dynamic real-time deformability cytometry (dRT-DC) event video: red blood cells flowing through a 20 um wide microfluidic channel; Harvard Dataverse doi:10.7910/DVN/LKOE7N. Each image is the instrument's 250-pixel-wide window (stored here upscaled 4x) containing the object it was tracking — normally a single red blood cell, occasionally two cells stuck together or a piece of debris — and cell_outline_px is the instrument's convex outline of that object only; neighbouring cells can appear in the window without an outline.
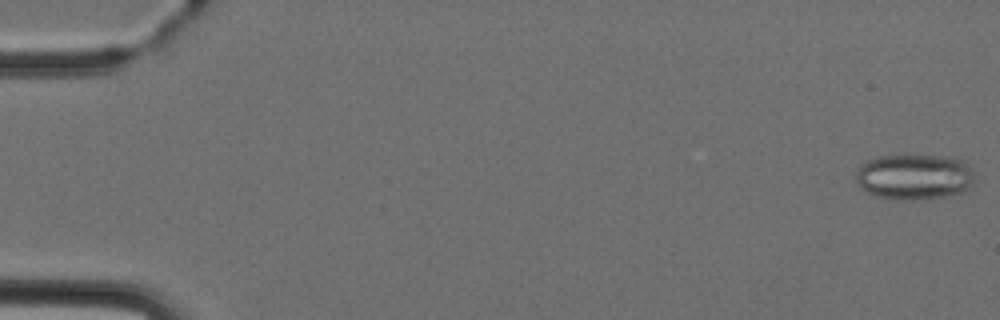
{"species": "Egyptian fruit bat (a non-hibernating species)", "species_latin": "Rousettus aegyptiacus", "temperature_condition": "cold", "stored_images_in_passage": 7, "camera_frame_rate_fps": 3000, "um_per_image_px": 0.085, "animal": {"sex": "female"}, "frame": {"image": 1, "passage_image": 1, "time_ms": 0.0, "image_size_px": [1000, 320], "cell_outline_px": [[976, 176], [972, 184], [968, 188], [960, 192], [944, 196], [880, 196], [864, 192], [860, 188], [856, 180], [856, 168], [868, 160], [880, 156], [956, 156], [964, 160], [972, 168]], "centroid_in_image_um": [77.75, 14.95], "position_along_channel_um": 7.2, "area_um2": 30.69}}
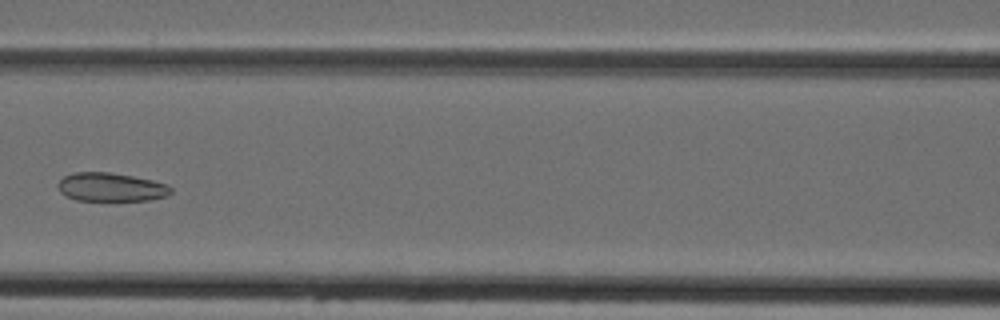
{"frame": {"image": 2, "passage_image": 7, "time_ms": 9.333, "image_size_px": [1000, 320], "cell_outline_px": [[172, 192], [168, 196], [148, 200], [76, 200], [60, 192], [56, 184], [64, 176], [76, 172], [108, 172], [132, 176], [152, 180], [168, 184], [172, 188]], "centroid_in_image_um": [9.45, 15.9], "position_along_channel_um": 157.2, "area_um2": 18.79}}